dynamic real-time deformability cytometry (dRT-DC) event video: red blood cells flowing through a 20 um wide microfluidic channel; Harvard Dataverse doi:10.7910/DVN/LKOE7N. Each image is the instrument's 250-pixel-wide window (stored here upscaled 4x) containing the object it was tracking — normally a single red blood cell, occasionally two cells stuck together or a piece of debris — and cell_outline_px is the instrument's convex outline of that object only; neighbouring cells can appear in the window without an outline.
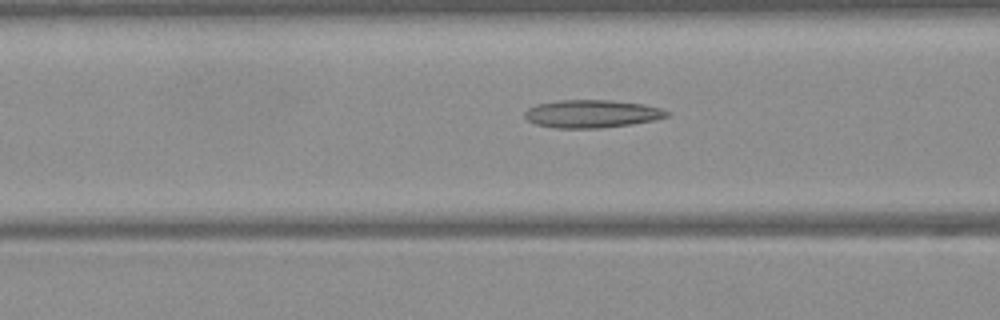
{"species": "Egyptian fruit bat (a non-hibernating species)", "species_latin": "Rousettus aegyptiacus", "temperature_condition": "warm", "stored_images_in_passage": 19, "camera_frame_rate_fps": 3000, "um_per_image_px": 0.085, "frame": {"image": 1, "passage_image": 5, "time_ms": 1.333, "image_size_px": [1000, 320], "cell_outline_px": [[668, 116], [656, 120], [632, 124], [600, 128], [556, 128], [536, 124], [528, 120], [524, 116], [524, 112], [528, 108], [536, 104], [560, 100], [612, 100], [644, 104], [660, 108], [668, 112]], "centroid_in_image_um": [50.3, 9.67], "position_along_channel_um": 116.3, "area_um2": 23.12}}
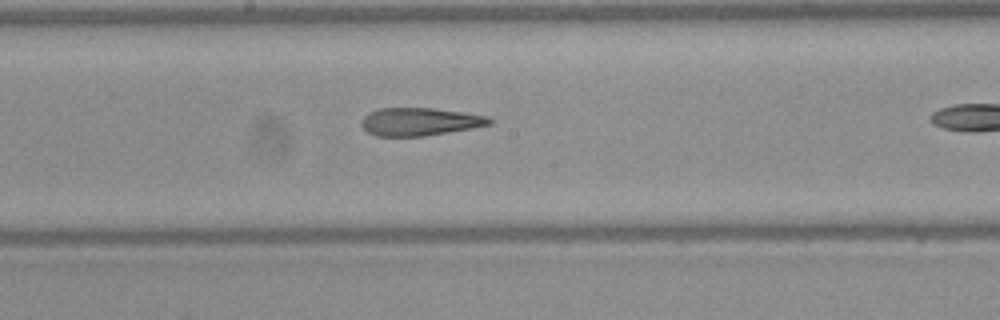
{"frame": {"image": 2, "passage_image": 12, "time_ms": 3.667, "image_size_px": [1000, 320], "cell_outline_px": [[492, 124], [472, 128], [424, 136], [376, 136], [368, 132], [360, 124], [360, 120], [368, 112], [380, 108], [432, 108], [464, 112], [488, 116], [492, 120]], "centroid_in_image_um": [35.66, 10.34], "position_along_channel_um": 212.5, "area_um2": 20.87}}
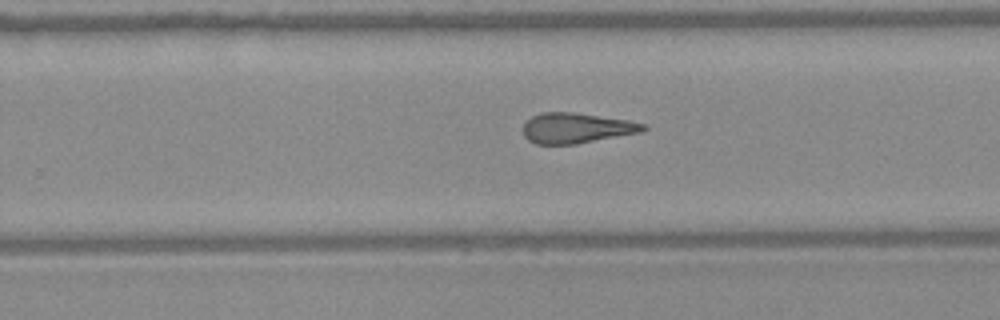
{"frame": {"image": 3, "passage_image": 17, "time_ms": 5.333, "image_size_px": [1000, 320], "cell_outline_px": [[648, 128], [640, 132], [576, 144], [536, 144], [528, 140], [524, 136], [524, 124], [532, 116], [540, 112], [572, 112], [628, 120], [644, 124]], "centroid_in_image_um": [48.97, 10.88], "position_along_channel_um": 280.8, "area_um2": 21.04}}